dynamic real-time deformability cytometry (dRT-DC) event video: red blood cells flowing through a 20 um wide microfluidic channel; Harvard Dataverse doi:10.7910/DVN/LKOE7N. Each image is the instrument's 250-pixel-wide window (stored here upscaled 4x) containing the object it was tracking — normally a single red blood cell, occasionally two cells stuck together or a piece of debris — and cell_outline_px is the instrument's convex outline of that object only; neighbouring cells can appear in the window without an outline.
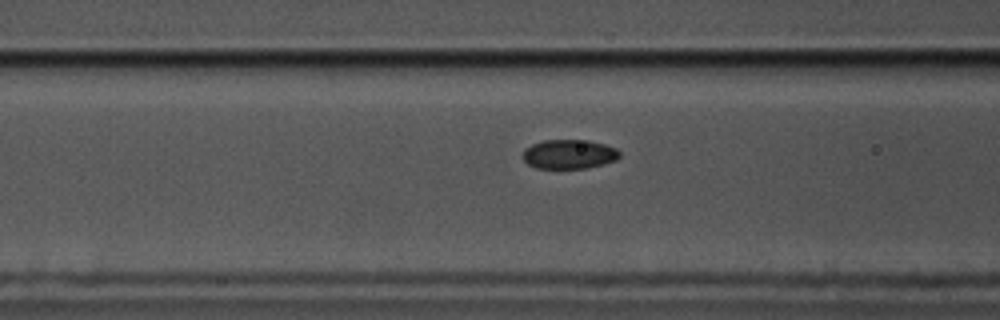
{"species": "common noctule bat (a hibernating species)", "species_latin": "Nyctalus noctula", "temperature_condition": "cold", "stored_images_in_passage": 14, "camera_frame_rate_fps": 3000, "um_per_image_px": 0.085, "animal": {"sex": "male", "body_mass_g": 17.5, "forearm_length_mm": 52.3}, "frame": {"image": 1, "passage_image": 12, "time_ms": 3.667, "image_size_px": [1000, 320], "cell_outline_px": [[620, 156], [616, 160], [604, 164], [588, 168], [536, 168], [528, 164], [524, 160], [524, 148], [532, 144], [544, 140], [588, 140], [604, 144], [616, 148], [620, 152]], "centroid_in_image_um": [48.39, 13.1], "position_along_channel_um": 118.2, "area_um2": 16.53}}